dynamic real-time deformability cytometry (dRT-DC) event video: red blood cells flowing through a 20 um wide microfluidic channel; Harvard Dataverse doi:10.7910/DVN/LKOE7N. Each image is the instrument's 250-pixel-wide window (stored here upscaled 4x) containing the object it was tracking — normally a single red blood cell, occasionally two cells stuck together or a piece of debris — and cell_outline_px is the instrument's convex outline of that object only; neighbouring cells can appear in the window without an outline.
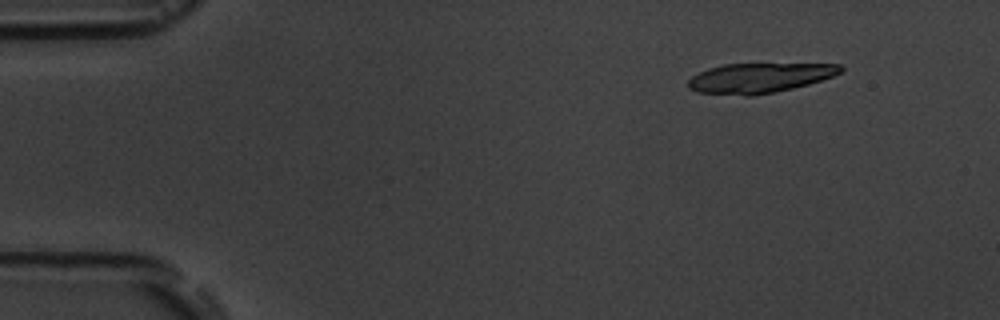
{"species": "common noctule bat (a hibernating species)", "species_latin": "Nyctalus noctula", "temperature_condition": "room temperature", "stored_images_in_passage": 5, "camera_frame_rate_fps": 3000, "um_per_image_px": 0.085, "animal": {"sex": "male", "body_mass_g": 19.5, "forearm_length_mm": 54.6}, "frame": {"image": 1, "passage_image": 2, "time_ms": 1.333, "image_size_px": [1000, 320], "cell_outline_px": [[844, 68], [840, 72], [832, 76], [808, 84], [792, 88], [752, 96], [744, 96], [696, 92], [688, 88], [688, 80], [692, 76], [708, 68], [724, 64], [840, 64]], "centroid_in_image_um": [64.5, 6.62], "position_along_channel_um": 20.5, "area_um2": 26.3}}